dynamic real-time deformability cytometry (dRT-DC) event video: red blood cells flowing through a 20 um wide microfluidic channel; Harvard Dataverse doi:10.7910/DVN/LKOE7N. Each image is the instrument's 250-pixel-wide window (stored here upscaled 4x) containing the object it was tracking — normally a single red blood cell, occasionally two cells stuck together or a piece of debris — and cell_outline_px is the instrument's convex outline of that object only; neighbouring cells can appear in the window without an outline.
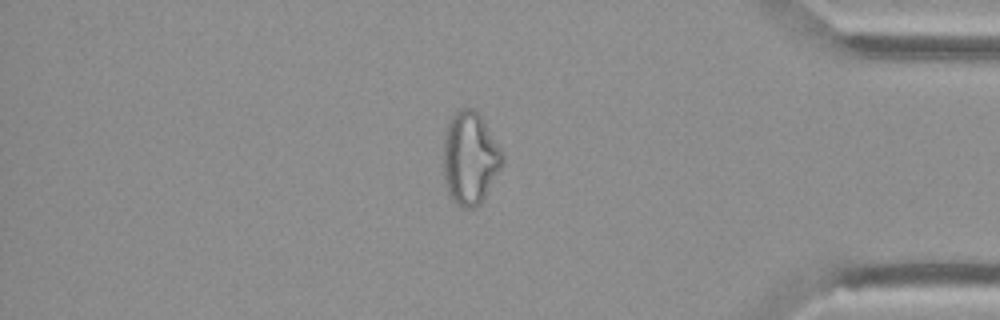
{"species": "Egyptian fruit bat (a non-hibernating species)", "species_latin": "Rousettus aegyptiacus", "temperature_condition": "cold", "stored_images_in_passage": 54, "camera_frame_rate_fps": 3000, "um_per_image_px": 0.085, "animal": {"sex": "female"}, "frame": {"image": 1, "passage_image": 46, "time_ms": 15.0, "image_size_px": [1000, 320], "cell_outline_px": [[504, 160], [484, 200], [476, 208], [464, 208], [456, 204], [448, 192], [444, 180], [444, 136], [448, 120], [460, 108], [472, 108], [480, 116], [500, 148], [504, 156]], "centroid_in_image_um": [39.94, 13.47], "position_along_channel_um": 395.3, "area_um2": 31.67}}